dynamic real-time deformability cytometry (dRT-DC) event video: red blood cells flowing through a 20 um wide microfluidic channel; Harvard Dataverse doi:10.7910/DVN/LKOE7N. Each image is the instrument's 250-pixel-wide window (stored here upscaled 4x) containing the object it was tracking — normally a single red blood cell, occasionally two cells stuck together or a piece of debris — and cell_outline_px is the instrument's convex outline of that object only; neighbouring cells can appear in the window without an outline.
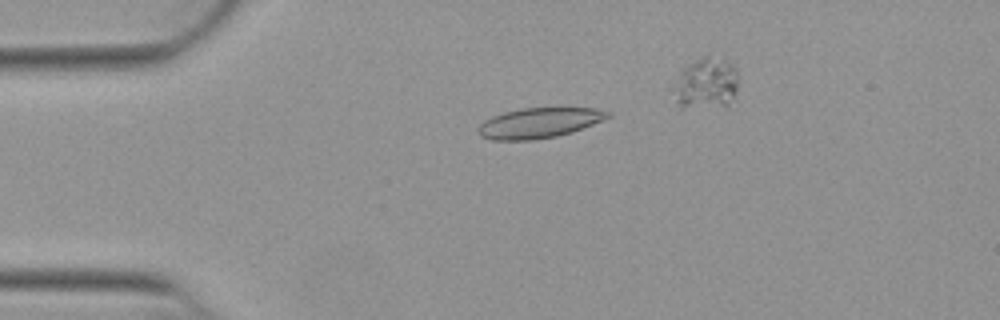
{"species": "Egyptian fruit bat (a non-hibernating species)", "species_latin": "Rousettus aegyptiacus", "temperature_condition": "warm", "stored_images_in_passage": 40, "camera_frame_rate_fps": 3000, "um_per_image_px": 0.085, "animal": {"sex": "female"}, "frame": {"image": 1, "passage_image": 10, "time_ms": 3.0, "image_size_px": [1000, 320], "cell_outline_px": [[612, 116], [604, 120], [572, 132], [556, 136], [532, 140], [492, 140], [480, 136], [476, 128], [484, 120], [492, 116], [504, 112], [520, 108], [596, 108], [612, 112]], "centroid_in_image_um": [45.83, 10.44], "position_along_channel_um": 39.2, "area_um2": 23.0}}
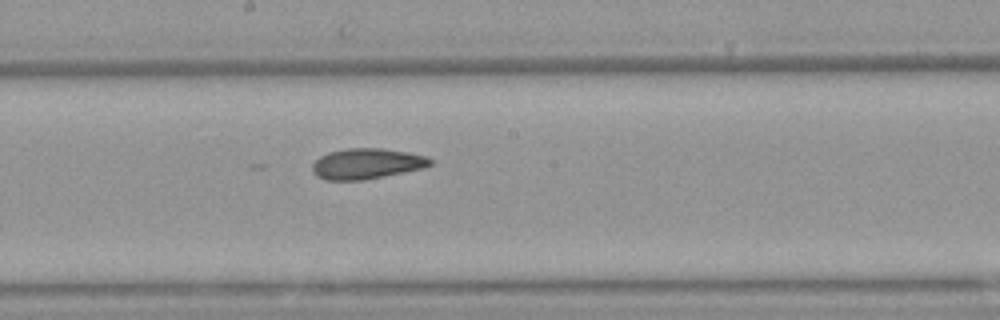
{"frame": {"image": 2, "passage_image": 26, "time_ms": 8.333, "image_size_px": [1000, 320], "cell_outline_px": [[432, 164], [424, 168], [364, 180], [324, 180], [316, 176], [312, 172], [312, 164], [320, 156], [328, 152], [348, 148], [384, 148], [408, 152], [424, 156], [432, 160]], "centroid_in_image_um": [31.14, 13.91], "position_along_channel_um": 217.1, "area_um2": 21.1}}
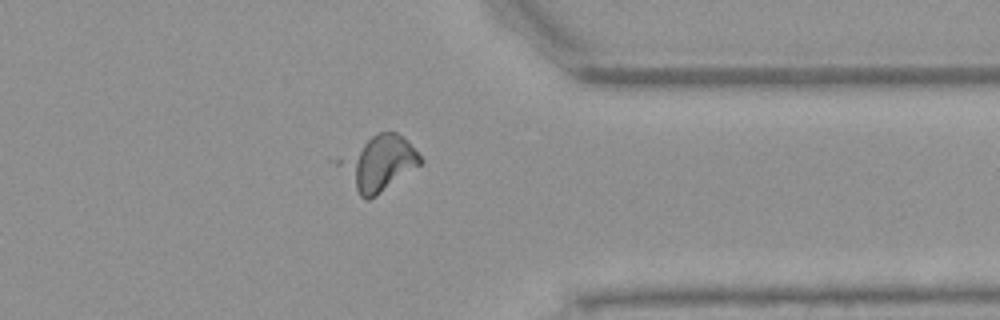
{"frame": {"image": 3, "passage_image": 39, "time_ms": 12.667, "image_size_px": [1000, 320], "cell_outline_px": [[424, 160], [420, 164], [376, 196], [368, 200], [360, 196], [356, 188], [348, 164], [364, 144], [372, 136], [380, 132], [396, 132]], "centroid_in_image_um": [32.48, 13.9], "position_along_channel_um": 378.9, "area_um2": 22.08}}